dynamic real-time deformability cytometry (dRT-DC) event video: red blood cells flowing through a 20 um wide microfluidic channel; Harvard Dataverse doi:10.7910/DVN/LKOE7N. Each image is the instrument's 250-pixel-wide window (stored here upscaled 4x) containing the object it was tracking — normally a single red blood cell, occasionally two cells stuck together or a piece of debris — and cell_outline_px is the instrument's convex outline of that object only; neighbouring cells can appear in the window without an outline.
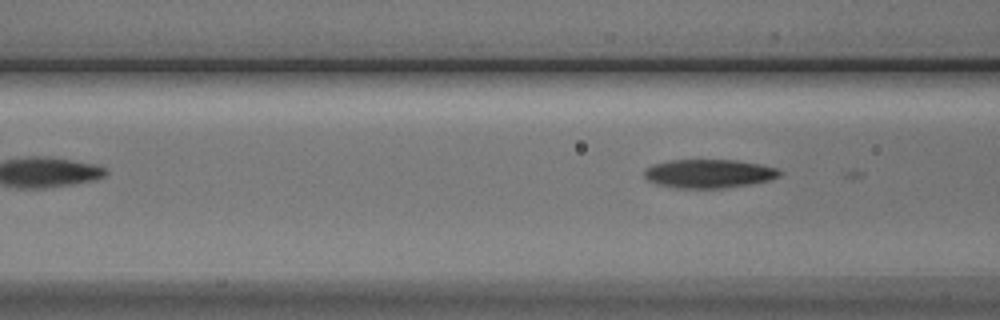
{"species": "Egyptian fruit bat (a non-hibernating species)", "species_latin": "Rousettus aegyptiacus", "temperature_condition": "cold", "stored_images_in_passage": 6, "camera_frame_rate_fps": 3000, "um_per_image_px": 0.085, "animal": {"sex": "male"}, "frame": {"image": 1, "passage_image": 6, "time_ms": 6.667, "image_size_px": [1000, 320], "cell_outline_px": [[784, 172], [780, 176], [768, 180], [748, 184], [720, 188], [676, 188], [656, 184], [648, 180], [644, 176], [644, 172], [652, 164], [672, 160], [736, 160], [760, 164], [776, 168]], "centroid_in_image_um": [60.25, 14.75], "position_along_channel_um": 106.3, "area_um2": 22.48}}